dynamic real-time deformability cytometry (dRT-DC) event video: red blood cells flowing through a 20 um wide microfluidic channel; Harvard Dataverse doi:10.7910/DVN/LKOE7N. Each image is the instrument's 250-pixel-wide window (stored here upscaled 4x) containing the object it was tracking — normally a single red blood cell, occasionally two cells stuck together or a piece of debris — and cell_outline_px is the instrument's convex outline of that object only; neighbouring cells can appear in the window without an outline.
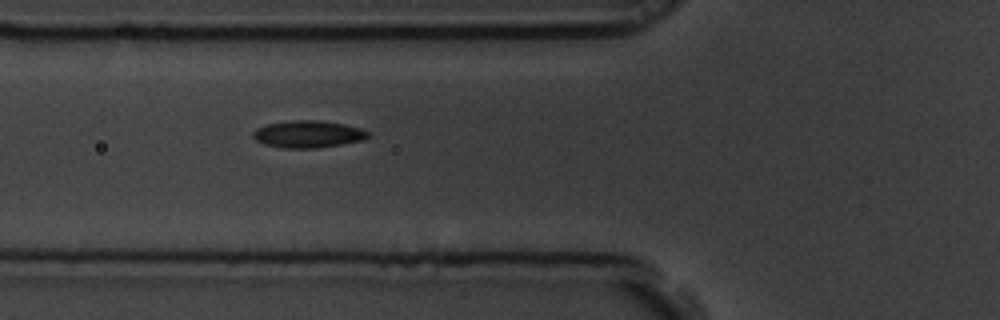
{"species": "common noctule bat (a hibernating species)", "species_latin": "Nyctalus noctula", "temperature_condition": "room temperature", "stored_images_in_passage": 2, "camera_frame_rate_fps": 3000, "um_per_image_px": 0.085, "animal": {"sex": "male", "body_mass_g": 19.5, "forearm_length_mm": 54.6}, "frame": {"image": 1, "passage_image": 2, "time_ms": 0.333, "image_size_px": [1000, 320], "cell_outline_px": [[368, 136], [364, 140], [316, 148], [284, 148], [264, 144], [256, 140], [252, 136], [252, 132], [256, 128], [268, 124], [292, 120], [320, 120], [344, 124], [360, 128], [368, 132]], "centroid_in_image_um": [26.16, 11.4], "position_along_channel_um": 99.6, "area_um2": 18.09}}